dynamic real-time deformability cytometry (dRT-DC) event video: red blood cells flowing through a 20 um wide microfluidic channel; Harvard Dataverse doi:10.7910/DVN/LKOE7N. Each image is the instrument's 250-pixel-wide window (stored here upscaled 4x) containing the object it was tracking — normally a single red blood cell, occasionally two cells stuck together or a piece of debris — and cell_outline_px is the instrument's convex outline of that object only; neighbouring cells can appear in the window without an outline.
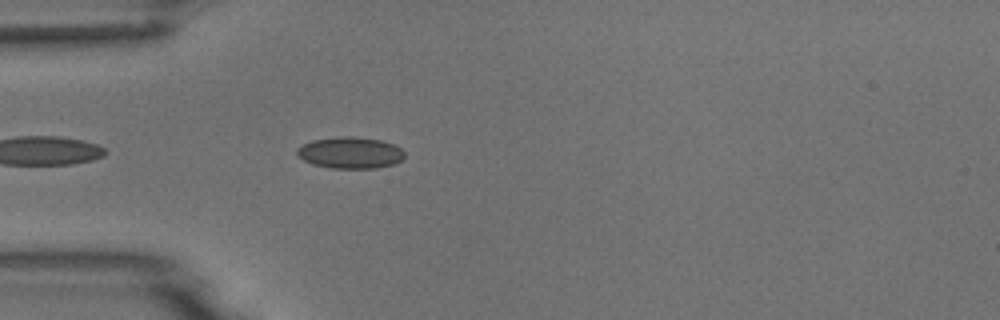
{"species": "common noctule bat (a hibernating species)", "species_latin": "Nyctalus noctula", "temperature_condition": "room temperature", "stored_images_in_passage": 5, "camera_frame_rate_fps": 3000, "um_per_image_px": 0.085, "animal": {"sex": "male", "body_mass_g": 18.8}, "frame": {"image": 1, "passage_image": 5, "time_ms": 4.667, "image_size_px": [1000, 320], "cell_outline_px": [[404, 156], [400, 160], [392, 164], [376, 168], [332, 168], [312, 164], [296, 156], [296, 148], [312, 140], [340, 136], [348, 136], [380, 140], [392, 144], [400, 148], [404, 152]], "centroid_in_image_um": [29.72, 12.98], "position_along_channel_um": 55.3, "area_um2": 19.59}}